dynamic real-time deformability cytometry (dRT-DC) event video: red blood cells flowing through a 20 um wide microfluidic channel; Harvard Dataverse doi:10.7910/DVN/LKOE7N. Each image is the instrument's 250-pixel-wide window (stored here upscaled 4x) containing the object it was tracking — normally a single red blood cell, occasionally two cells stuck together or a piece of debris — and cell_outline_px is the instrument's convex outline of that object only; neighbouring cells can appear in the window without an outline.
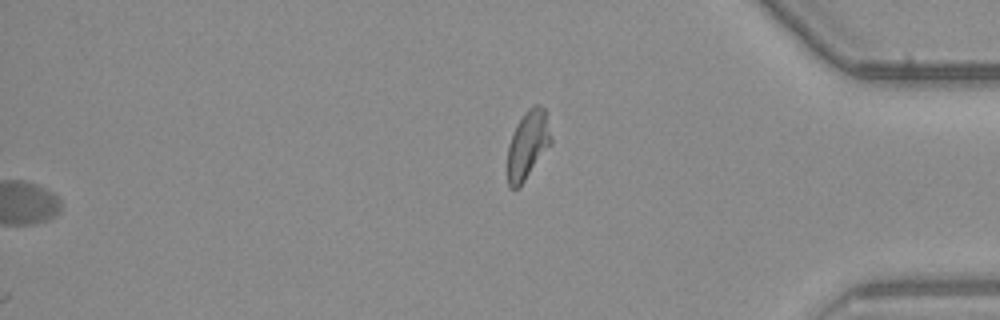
{"species": "common noctule bat (a hibernating species)", "species_latin": "Nyctalus noctula", "temperature_condition": "warm", "stored_images_in_passage": 45, "camera_frame_rate_fps": 3000, "um_per_image_px": 0.085, "animal": {"sex": "male", "body_mass_g": 23.1, "forearm_length_mm": 52.7}, "frame": {"image": 1, "passage_image": 45, "time_ms": 14.667, "image_size_px": [1000, 320], "cell_outline_px": [[552, 144], [520, 188], [512, 188], [508, 184], [508, 144], [516, 124], [524, 112], [528, 108], [536, 104], [540, 104], [544, 108], [552, 136]], "centroid_in_image_um": [44.88, 12.31], "position_along_channel_um": 390.3, "area_um2": 17.63}}